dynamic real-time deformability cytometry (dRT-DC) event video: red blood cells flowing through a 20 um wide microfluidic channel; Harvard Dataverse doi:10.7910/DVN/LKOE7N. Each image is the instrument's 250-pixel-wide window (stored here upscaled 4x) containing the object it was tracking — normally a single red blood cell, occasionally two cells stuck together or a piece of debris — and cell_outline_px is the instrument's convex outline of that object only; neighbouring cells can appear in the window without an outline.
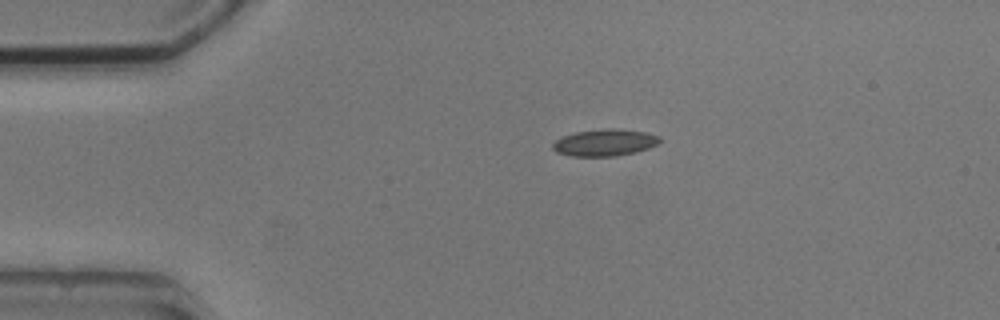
{"species": "common noctule bat (a hibernating species)", "species_latin": "Nyctalus noctula", "temperature_condition": "cold", "stored_images_in_passage": 2, "camera_frame_rate_fps": 3000, "um_per_image_px": 0.085, "animal": {"sex": "male", "body_mass_g": 20.5, "forearm_length_mm": 52.5}, "frame": {"image": 1, "passage_image": 1, "time_ms": 0.0, "image_size_px": [1000, 320], "cell_outline_px": [[660, 140], [656, 144], [648, 148], [636, 152], [616, 156], [572, 156], [556, 152], [552, 148], [552, 144], [556, 140], [564, 136], [576, 132], [612, 128], [648, 132], [660, 136]], "centroid_in_image_um": [51.41, 12.12], "position_along_channel_um": 33.6, "area_um2": 16.59}}